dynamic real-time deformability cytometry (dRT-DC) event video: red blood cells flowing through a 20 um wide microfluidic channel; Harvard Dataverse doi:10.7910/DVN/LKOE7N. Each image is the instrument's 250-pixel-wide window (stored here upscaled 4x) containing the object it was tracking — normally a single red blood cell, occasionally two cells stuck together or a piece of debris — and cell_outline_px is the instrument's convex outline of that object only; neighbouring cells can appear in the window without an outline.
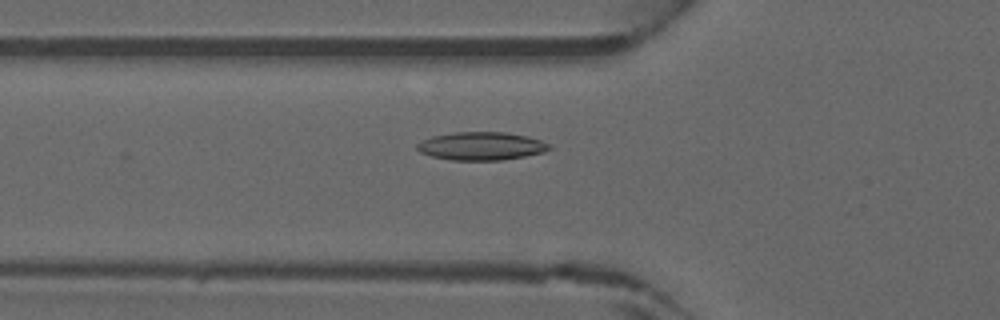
{"species": "common noctule bat (a hibernating species)", "species_latin": "Nyctalus noctula", "temperature_condition": "warm", "stored_images_in_passage": 46, "camera_frame_rate_fps": 3000, "um_per_image_px": 0.085, "animal": {"sex": "male", "forearm_length_mm": 52.5}, "frame": {"image": 1, "passage_image": 17, "time_ms": 5.333, "image_size_px": [1000, 320], "cell_outline_px": [[552, 148], [544, 152], [524, 156], [500, 160], [452, 160], [432, 156], [420, 152], [416, 148], [416, 144], [432, 136], [456, 132], [504, 132], [528, 136], [540, 140], [548, 144]], "centroid_in_image_um": [40.91, 12.41], "position_along_channel_um": 84.9, "area_um2": 21.5}}
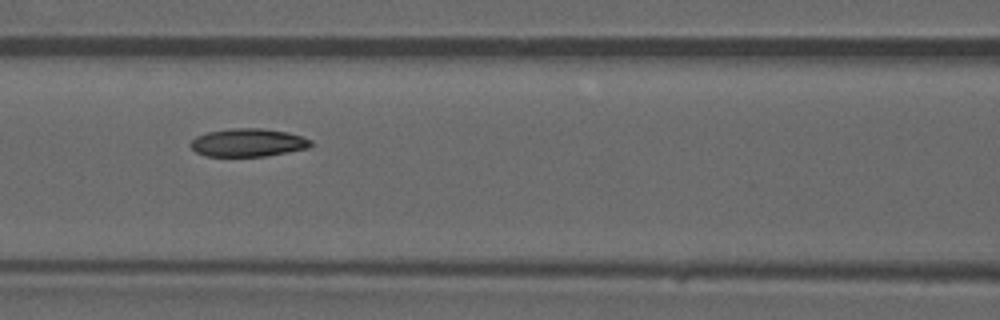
{"frame": {"image": 2, "passage_image": 21, "time_ms": 6.667, "image_size_px": [1000, 320], "cell_outline_px": [[312, 144], [308, 148], [264, 156], [204, 156], [196, 152], [188, 144], [196, 136], [208, 132], [232, 128], [264, 128], [288, 132], [312, 140]], "centroid_in_image_um": [21.06, 12.11], "position_along_channel_um": 145.5, "area_um2": 19.65}}
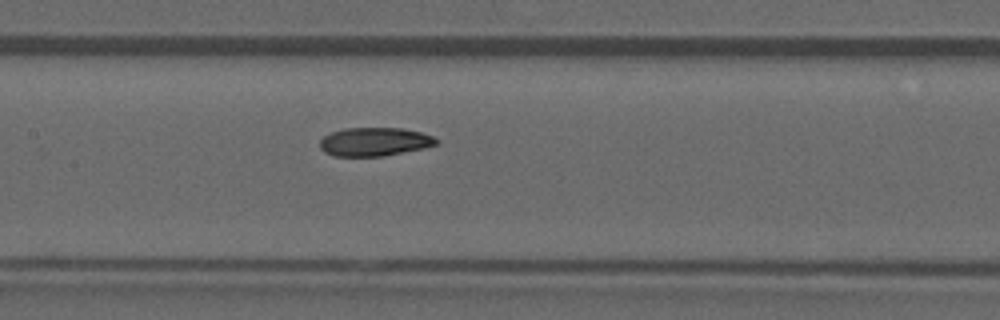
{"frame": {"image": 3, "passage_image": 23, "time_ms": 7.333, "image_size_px": [1000, 320], "cell_outline_px": [[440, 140], [436, 144], [424, 148], [384, 156], [332, 156], [324, 152], [320, 148], [320, 140], [324, 136], [332, 132], [344, 128], [400, 128], [420, 132], [432, 136]], "centroid_in_image_um": [31.82, 12.05], "position_along_channel_um": 175.6, "area_um2": 19.36}}